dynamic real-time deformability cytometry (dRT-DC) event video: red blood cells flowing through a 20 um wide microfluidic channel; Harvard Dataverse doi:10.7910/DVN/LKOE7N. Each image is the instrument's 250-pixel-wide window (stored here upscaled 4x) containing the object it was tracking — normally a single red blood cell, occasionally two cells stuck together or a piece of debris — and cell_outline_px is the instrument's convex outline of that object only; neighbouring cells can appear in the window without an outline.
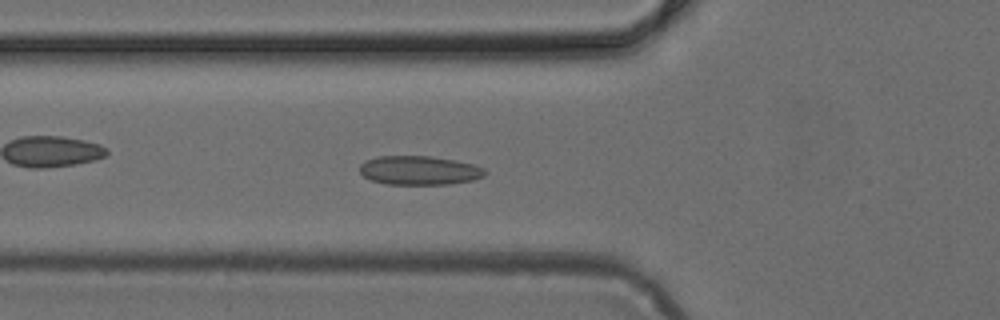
{"species": "common noctule bat (a hibernating species)", "species_latin": "Nyctalus noctula", "temperature_condition": "cold", "stored_images_in_passage": 48, "camera_frame_rate_fps": 3000, "um_per_image_px": 0.085, "animal": {"sex": "female", "body_mass_g": 24.6, "forearm_length_mm": 56.2}, "frame": {"image": 1, "passage_image": 17, "time_ms": 5.333, "image_size_px": [1000, 320], "cell_outline_px": [[488, 172], [484, 176], [472, 180], [448, 184], [384, 184], [372, 180], [364, 176], [360, 172], [360, 164], [364, 160], [376, 156], [432, 156], [456, 160], [472, 164], [484, 168]], "centroid_in_image_um": [35.63, 14.47], "position_along_channel_um": 90.2, "area_um2": 21.27}}
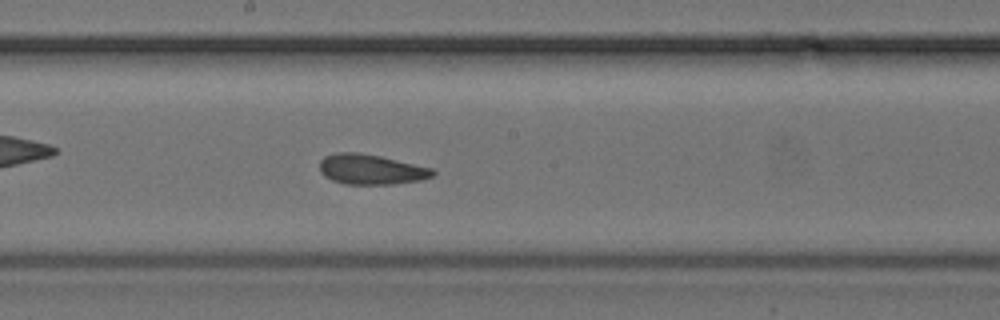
{"frame": {"image": 2, "passage_image": 26, "time_ms": 8.333, "image_size_px": [1000, 320], "cell_outline_px": [[436, 172], [432, 176], [420, 180], [392, 184], [344, 184], [332, 180], [324, 176], [320, 172], [320, 160], [324, 156], [336, 152], [356, 152], [380, 156], [432, 168]], "centroid_in_image_um": [31.5, 14.39], "position_along_channel_um": 216.7, "area_um2": 19.83}}
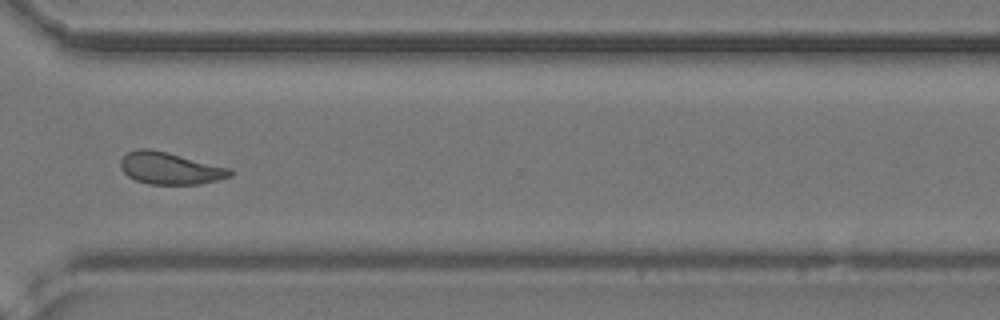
{"frame": {"image": 3, "passage_image": 36, "time_ms": 11.667, "image_size_px": [1000, 320], "cell_outline_px": [[232, 176], [216, 180], [196, 184], [148, 184], [136, 180], [128, 176], [120, 168], [120, 160], [128, 152], [136, 148], [148, 148], [168, 152], [228, 168], [232, 172]], "centroid_in_image_um": [14.39, 14.29], "position_along_channel_um": 356.2, "area_um2": 20.23}}